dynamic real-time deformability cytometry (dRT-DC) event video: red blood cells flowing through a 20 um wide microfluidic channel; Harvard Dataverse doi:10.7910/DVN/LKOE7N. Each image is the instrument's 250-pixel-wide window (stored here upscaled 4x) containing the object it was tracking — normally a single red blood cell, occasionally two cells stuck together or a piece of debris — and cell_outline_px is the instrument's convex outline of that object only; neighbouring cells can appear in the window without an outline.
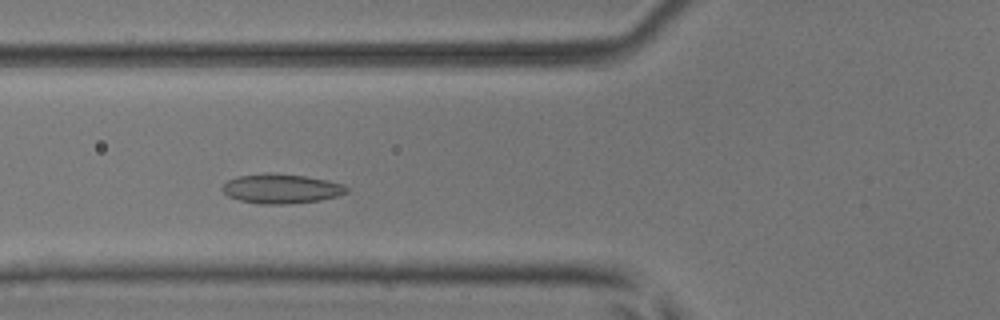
{"species": "common noctule bat (a hibernating species)", "species_latin": "Nyctalus noctula", "temperature_condition": "room temperature", "stored_images_in_passage": 42, "camera_frame_rate_fps": 3000, "um_per_image_px": 0.085, "animal": {"sex": "male", "body_mass_g": 17.9, "forearm_length_mm": 54.2}, "frame": {"image": 1, "passage_image": 9, "time_ms": 2.667, "image_size_px": [1000, 320], "cell_outline_px": [[348, 192], [336, 196], [320, 200], [288, 204], [260, 204], [240, 200], [228, 196], [220, 188], [228, 180], [236, 176], [268, 172], [304, 176], [328, 180], [344, 184], [348, 188]], "centroid_in_image_um": [23.9, 16.03], "position_along_channel_um": 101.9, "area_um2": 21.44}}
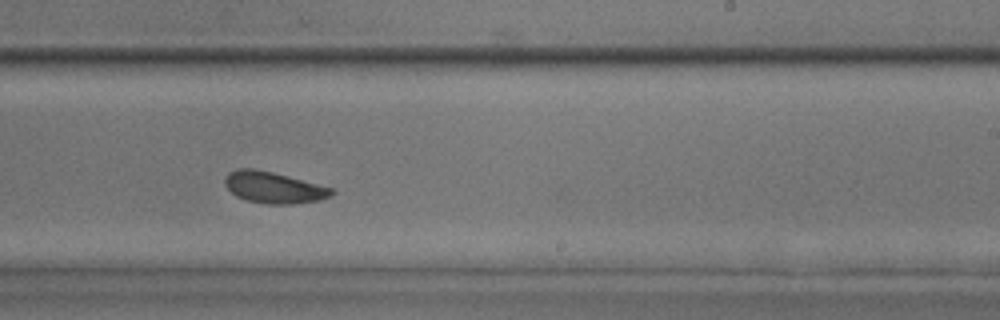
{"frame": {"image": 2, "passage_image": 22, "time_ms": 7.0, "image_size_px": [1000, 320], "cell_outline_px": [[336, 192], [320, 200], [292, 204], [264, 204], [248, 200], [236, 196], [224, 184], [224, 180], [228, 172], [236, 168], [252, 168], [272, 172], [288, 176], [332, 188]], "centroid_in_image_um": [23.23, 15.93], "position_along_channel_um": 265.8, "area_um2": 19.42}}
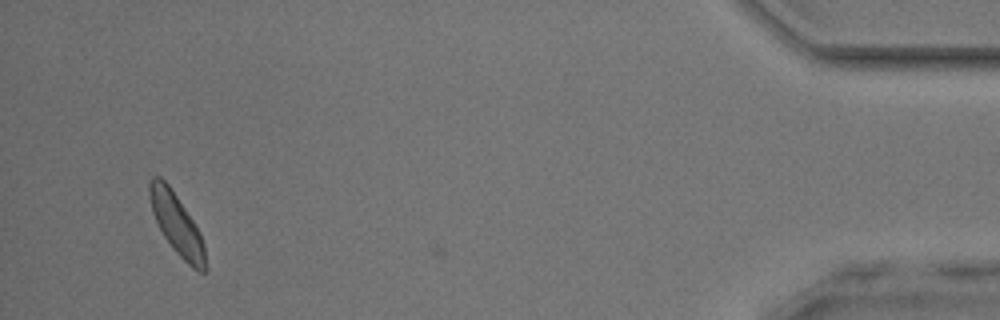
{"frame": {"image": 3, "passage_image": 40, "time_ms": 13.0, "image_size_px": [1000, 320], "cell_outline_px": [[208, 268], [204, 272], [200, 272], [192, 268], [172, 248], [164, 236], [152, 212], [148, 196], [148, 184], [152, 176], [160, 176], [168, 184], [200, 232], [204, 248]], "centroid_in_image_um": [15.01, 19.06], "position_along_channel_um": 420.2, "area_um2": 19.59}, "authors_computed_cell_mechanics": {"area_um2": 19.5942, "velocity_mm_per_s": 3.7897, "shape_relaxation_time_tau1_ms": 3.9247, "shape_relaxation_time_tau2_ms": 1.8619, "deformation_change_tau1": 0.127, "deformation_change_tau2": 0.0625}}